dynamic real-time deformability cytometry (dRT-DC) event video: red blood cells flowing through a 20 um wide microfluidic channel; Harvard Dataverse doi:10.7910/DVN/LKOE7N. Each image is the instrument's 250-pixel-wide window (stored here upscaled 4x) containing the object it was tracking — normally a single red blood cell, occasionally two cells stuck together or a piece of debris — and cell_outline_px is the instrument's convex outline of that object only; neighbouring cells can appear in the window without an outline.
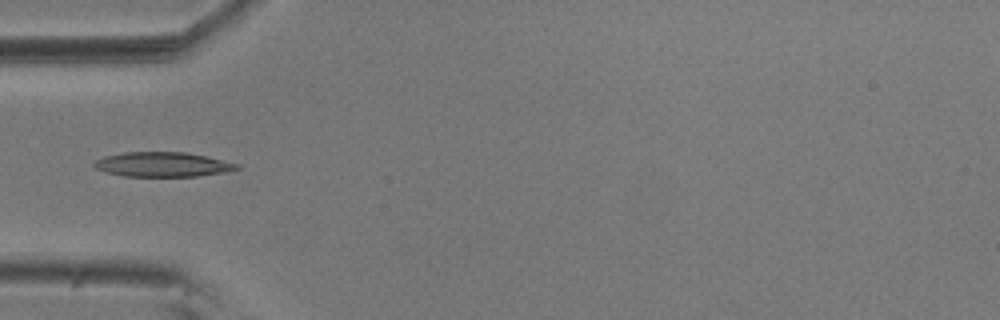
{"species": "common noctule bat (a hibernating species)", "species_latin": "Nyctalus noctula", "temperature_condition": "room temperature", "stored_images_in_passage": 39, "camera_frame_rate_fps": 3000, "um_per_image_px": 0.085, "animal": {"sex": "male", "body_mass_g": 20.5, "forearm_length_mm": 52.5}, "frame": {"image": 1, "passage_image": 1, "time_ms": 0.0, "image_size_px": [1000, 320], "cell_outline_px": [[240, 168], [224, 172], [196, 176], [124, 176], [104, 172], [96, 168], [92, 164], [96, 160], [104, 156], [124, 152], [184, 152], [204, 156], [240, 164]], "centroid_in_image_um": [13.78, 13.98], "position_along_channel_um": 71.2, "area_um2": 20.35}}
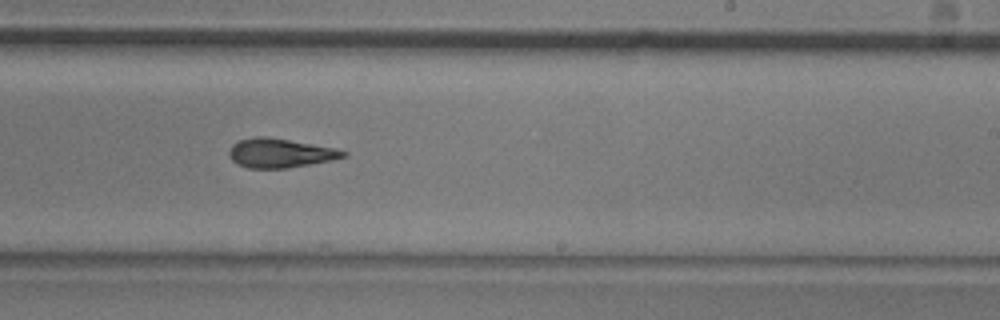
{"frame": {"image": 2, "passage_image": 17, "time_ms": 5.333, "image_size_px": [1000, 320], "cell_outline_px": [[348, 156], [332, 160], [288, 168], [248, 168], [232, 160], [228, 152], [232, 144], [240, 140], [256, 136], [264, 136], [336, 148], [348, 152]], "centroid_in_image_um": [23.83, 13.01], "position_along_channel_um": 265.2, "area_um2": 19.25}}
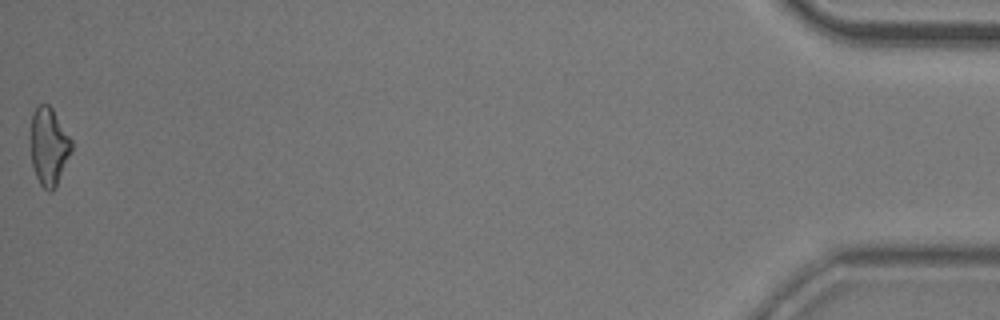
{"frame": {"image": 3, "passage_image": 39, "time_ms": 12.667, "image_size_px": [1000, 320], "cell_outline_px": [[72, 152], [56, 188], [52, 192], [48, 192], [40, 184], [36, 176], [32, 164], [32, 112], [40, 104], [48, 104], [52, 108], [72, 140]], "centroid_in_image_um": [4.19, 12.49], "position_along_channel_um": 431.0, "area_um2": 18.44}}